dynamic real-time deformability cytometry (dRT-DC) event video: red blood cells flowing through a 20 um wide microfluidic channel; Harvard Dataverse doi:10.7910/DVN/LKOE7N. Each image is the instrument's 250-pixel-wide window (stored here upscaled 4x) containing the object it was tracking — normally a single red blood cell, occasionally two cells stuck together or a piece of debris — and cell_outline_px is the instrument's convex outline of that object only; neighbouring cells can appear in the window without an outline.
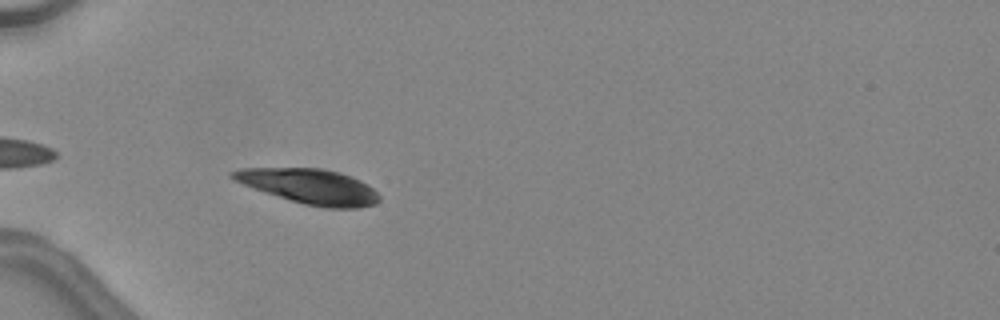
{"species": "common noctule bat (a hibernating species)", "species_latin": "Nyctalus noctula", "temperature_condition": "warm", "stored_images_in_passage": 15, "camera_frame_rate_fps": 3000, "um_per_image_px": 0.085, "animal": {"sex": "female", "body_mass_g": 24.6, "forearm_length_mm": 56.2}, "frame": {"image": 1, "passage_image": 3, "time_ms": 0.667, "image_size_px": [1000, 320], "cell_outline_px": [[380, 200], [376, 204], [360, 208], [324, 208], [304, 204], [264, 192], [232, 180], [228, 176], [228, 172], [240, 168], [320, 168], [340, 172], [352, 176], [368, 184], [380, 196]], "centroid_in_image_um": [26.3, 15.84], "position_along_channel_um": 58.7, "area_um2": 30.11}}
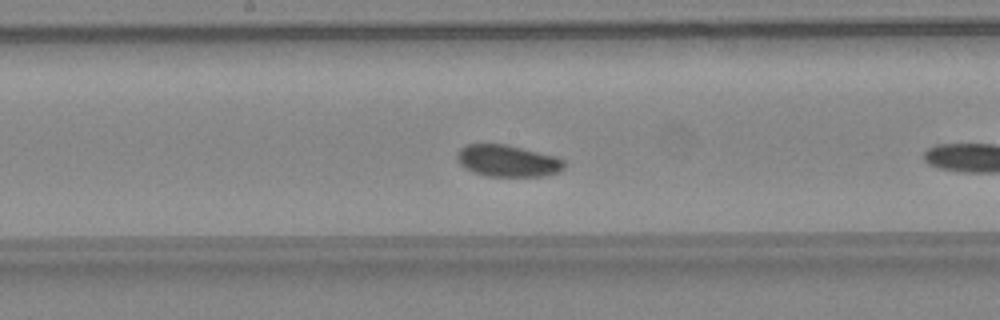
{"frame": {"image": 2, "passage_image": 11, "time_ms": 3.333, "image_size_px": [1000, 320], "cell_outline_px": [[568, 164], [564, 168], [556, 172], [540, 176], [488, 176], [472, 172], [464, 168], [460, 164], [456, 156], [456, 152], [464, 144], [508, 144], [556, 156], [564, 160]], "centroid_in_image_um": [43.13, 13.66], "position_along_channel_um": 205.1, "area_um2": 20.06}}